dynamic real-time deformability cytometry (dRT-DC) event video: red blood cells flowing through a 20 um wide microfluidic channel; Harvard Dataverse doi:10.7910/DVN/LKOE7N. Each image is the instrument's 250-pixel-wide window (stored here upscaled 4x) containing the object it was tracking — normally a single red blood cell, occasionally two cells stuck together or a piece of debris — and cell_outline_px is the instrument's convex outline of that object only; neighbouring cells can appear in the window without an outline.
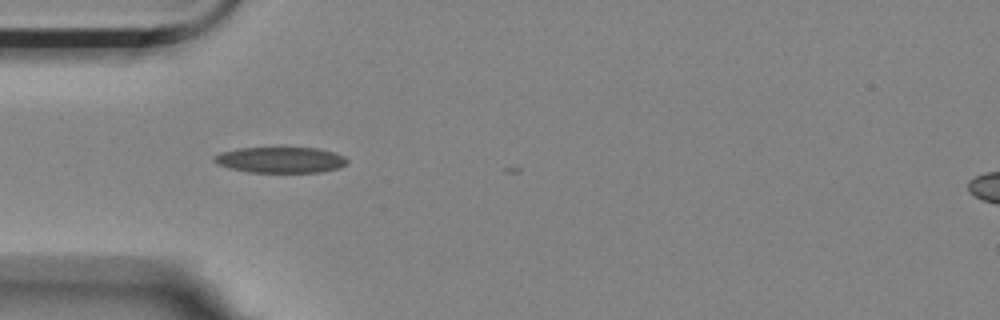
{"species": "Egyptian fruit bat (a non-hibernating species)", "species_latin": "Rousettus aegyptiacus", "temperature_condition": "room temperature", "stored_images_in_passage": 2, "camera_frame_rate_fps": 3000, "um_per_image_px": 0.085, "animal": {"sex": "female"}, "frame": {"image": 1, "passage_image": 1, "time_ms": 0.0, "image_size_px": [1000, 320], "cell_outline_px": [[348, 164], [340, 168], [320, 172], [248, 172], [216, 164], [212, 160], [220, 152], [236, 148], [316, 148], [336, 152], [344, 156], [348, 160]], "centroid_in_image_um": [23.88, 13.59], "position_along_channel_um": 61.1, "area_um2": 20.11}}
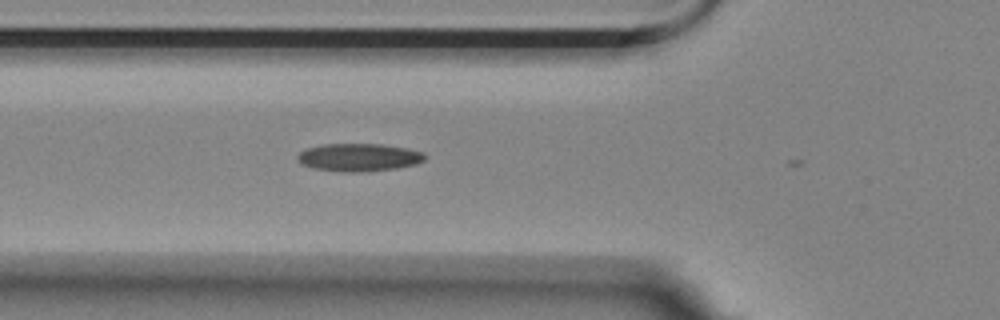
{"frame": {"image": 2, "passage_image": 2, "time_ms": 0.333, "image_size_px": [1000, 320], "cell_outline_px": [[424, 160], [416, 164], [396, 168], [364, 172], [340, 172], [316, 168], [300, 164], [296, 156], [300, 152], [308, 148], [324, 144], [380, 144], [404, 148], [424, 152]], "centroid_in_image_um": [30.48, 13.38], "position_along_channel_um": 95.3, "area_um2": 20.52}}